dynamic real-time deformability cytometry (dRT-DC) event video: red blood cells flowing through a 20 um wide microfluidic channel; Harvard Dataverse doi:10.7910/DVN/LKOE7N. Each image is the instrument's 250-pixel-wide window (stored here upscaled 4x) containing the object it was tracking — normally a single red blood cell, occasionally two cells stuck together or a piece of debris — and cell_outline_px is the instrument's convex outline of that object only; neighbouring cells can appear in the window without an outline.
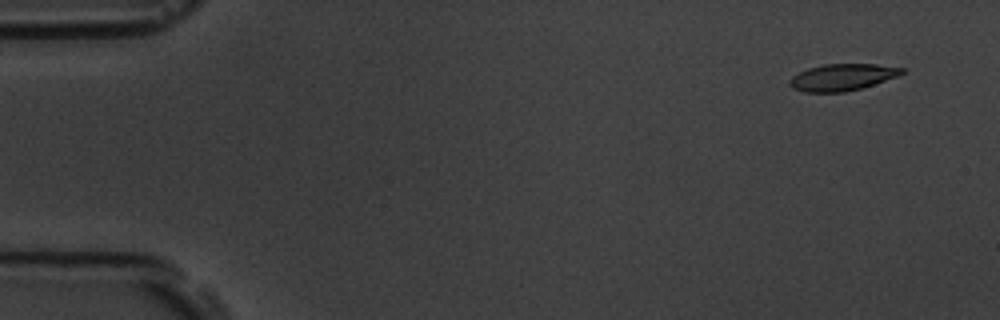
{"species": "common noctule bat (a hibernating species)", "species_latin": "Nyctalus noctula", "temperature_condition": "room temperature", "stored_images_in_passage": 10, "camera_frame_rate_fps": 3000, "um_per_image_px": 0.085, "animal": {"sex": "male", "body_mass_g": 19.5, "forearm_length_mm": 54.6}, "frame": {"image": 1, "passage_image": 1, "time_ms": 0.0, "image_size_px": [1000, 320], "cell_outline_px": [[904, 72], [896, 76], [860, 88], [844, 92], [804, 92], [792, 88], [788, 84], [788, 80], [792, 76], [808, 68], [824, 64], [876, 64], [904, 68]], "centroid_in_image_um": [71.53, 6.56], "position_along_channel_um": 13.5, "area_um2": 17.28}}
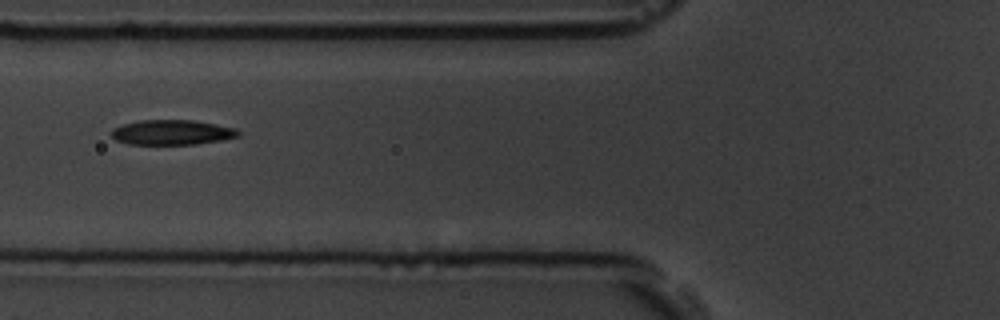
{"frame": {"image": 2, "passage_image": 6, "time_ms": 6.0, "image_size_px": [1000, 320], "cell_outline_px": [[240, 136], [220, 140], [196, 144], [128, 144], [116, 140], [112, 136], [112, 128], [124, 124], [140, 120], [192, 120], [216, 124], [236, 128], [240, 132]], "centroid_in_image_um": [14.63, 11.25], "position_along_channel_um": 111.2, "area_um2": 18.38}}
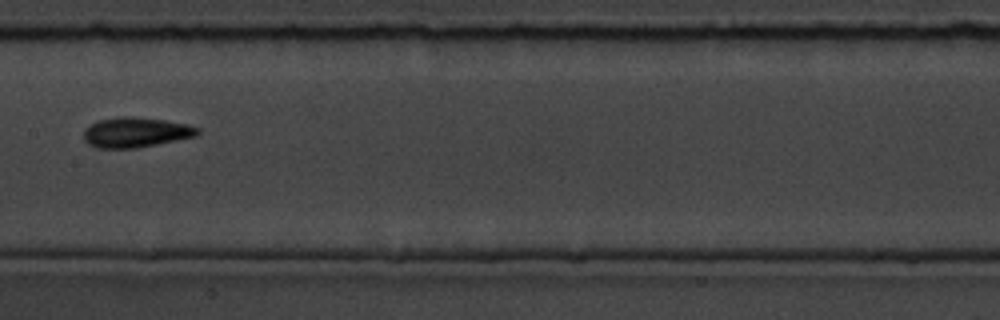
{"frame": {"image": 3, "passage_image": 8, "time_ms": 8.333, "image_size_px": [1000, 320], "cell_outline_px": [[200, 132], [196, 136], [136, 148], [96, 148], [88, 144], [84, 140], [84, 128], [100, 120], [120, 116], [128, 116], [164, 120], [188, 124], [200, 128]], "centroid_in_image_um": [11.53, 11.25], "position_along_channel_um": 195.9, "area_um2": 19.88}}